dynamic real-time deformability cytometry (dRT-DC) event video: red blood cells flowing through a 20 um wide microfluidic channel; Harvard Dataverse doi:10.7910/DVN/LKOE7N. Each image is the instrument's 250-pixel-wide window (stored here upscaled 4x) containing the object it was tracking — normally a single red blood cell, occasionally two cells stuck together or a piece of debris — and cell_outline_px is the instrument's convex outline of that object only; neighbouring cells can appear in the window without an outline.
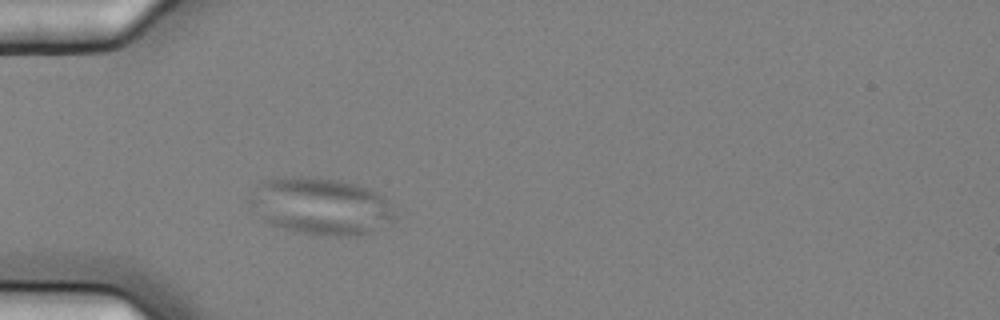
{"species": "common noctule bat (a hibernating species)", "species_latin": "Nyctalus noctula", "temperature_condition": "cold", "stored_images_in_passage": 4, "camera_frame_rate_fps": 3000, "um_per_image_px": 0.085, "animal": {"sex": "female", "body_mass_g": 25.1}, "frame": {"image": 1, "passage_image": 4, "time_ms": 1.0, "image_size_px": [1000, 320], "cell_outline_px": [[396, 220], [372, 232], [360, 236], [320, 236], [300, 232], [272, 224], [248, 200], [248, 196], [264, 180], [292, 176], [312, 176], [340, 180], [356, 184], [368, 188], [376, 192], [388, 200], [392, 204], [396, 216]], "centroid_in_image_um": [27.37, 17.52], "position_along_channel_um": 57.6, "area_um2": 48.15}}